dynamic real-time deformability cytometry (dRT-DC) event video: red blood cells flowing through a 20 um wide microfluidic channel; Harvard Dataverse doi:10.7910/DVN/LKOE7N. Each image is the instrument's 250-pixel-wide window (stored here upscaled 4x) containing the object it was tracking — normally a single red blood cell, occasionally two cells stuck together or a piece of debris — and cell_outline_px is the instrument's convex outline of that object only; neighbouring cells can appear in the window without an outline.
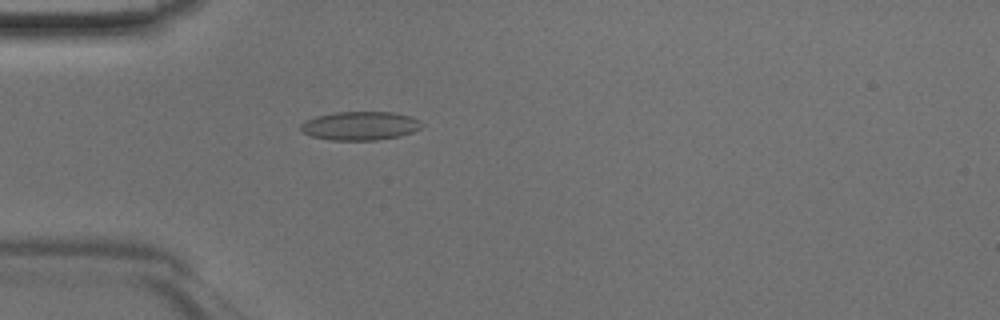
{"species": "Egyptian fruit bat (a non-hibernating species)", "species_latin": "Rousettus aegyptiacus", "temperature_condition": "room temperature", "stored_images_in_passage": 46, "camera_frame_rate_fps": 3000, "um_per_image_px": 0.085, "animal": {"sex": "male"}, "frame": {"image": 1, "passage_image": 13, "time_ms": 4.0, "image_size_px": [1000, 320], "cell_outline_px": [[424, 124], [420, 128], [412, 132], [400, 136], [376, 140], [328, 140], [312, 136], [304, 132], [300, 128], [300, 124], [304, 120], [316, 116], [336, 112], [392, 112], [412, 116], [420, 120]], "centroid_in_image_um": [30.62, 10.69], "position_along_channel_um": 54.4, "area_um2": 20.35}}
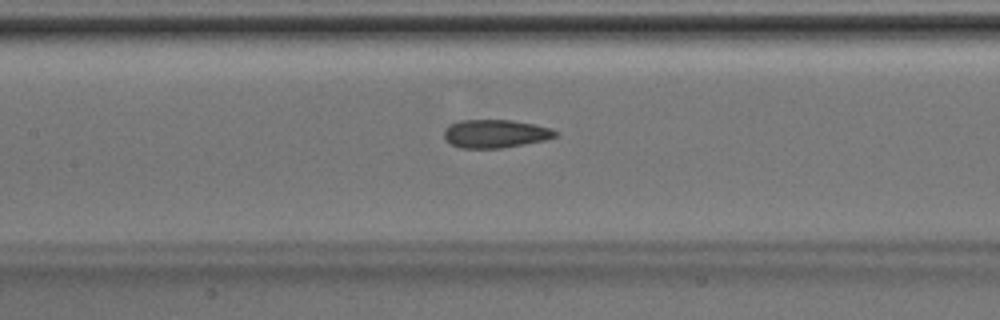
{"frame": {"image": 2, "passage_image": 21, "time_ms": 6.667, "image_size_px": [1000, 320], "cell_outline_px": [[560, 132], [556, 136], [544, 140], [524, 144], [500, 148], [460, 148], [452, 144], [444, 136], [444, 128], [460, 120], [512, 120], [536, 124], [552, 128]], "centroid_in_image_um": [42.14, 11.35], "position_along_channel_um": 165.3, "area_um2": 18.32}}
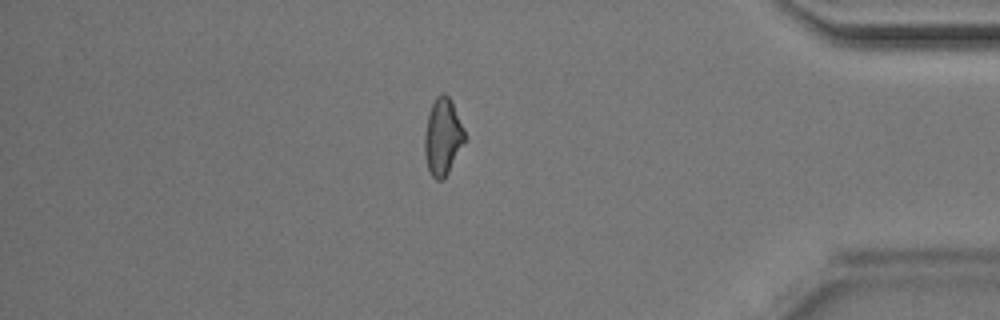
{"frame": {"image": 3, "passage_image": 39, "time_ms": 12.667, "image_size_px": [1000, 320], "cell_outline_px": [[464, 140], [444, 180], [436, 180], [432, 176], [428, 168], [424, 152], [424, 136], [428, 112], [436, 96], [440, 92], [444, 92], [452, 100], [464, 128]], "centroid_in_image_um": [37.61, 11.58], "position_along_channel_um": 397.6, "area_um2": 17.86}}